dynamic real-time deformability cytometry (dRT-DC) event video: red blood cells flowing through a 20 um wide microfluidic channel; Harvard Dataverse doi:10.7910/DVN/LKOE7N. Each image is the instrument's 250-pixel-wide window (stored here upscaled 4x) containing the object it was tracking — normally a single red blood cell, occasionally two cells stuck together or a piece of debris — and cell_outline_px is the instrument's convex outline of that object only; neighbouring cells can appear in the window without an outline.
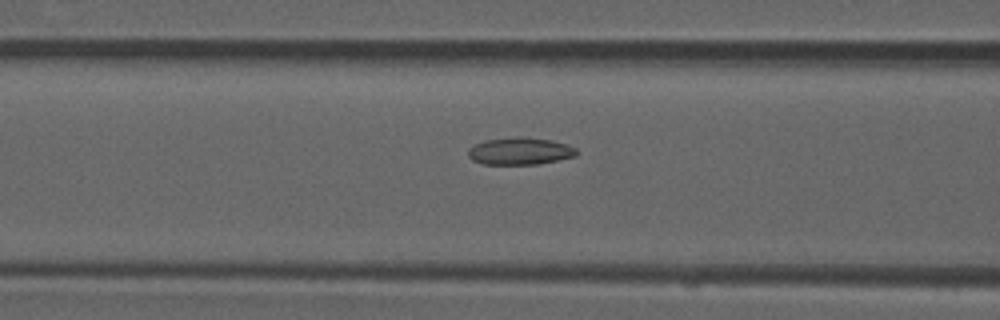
{"species": "common noctule bat (a hibernating species)", "species_latin": "Nyctalus noctula", "temperature_condition": "room temperature", "stored_images_in_passage": 39, "camera_frame_rate_fps": 3000, "um_per_image_px": 0.085, "animal": {"sex": "male", "forearm_length_mm": 52.5}, "frame": {"image": 1, "passage_image": 15, "time_ms": 4.667, "image_size_px": [1000, 320], "cell_outline_px": [[576, 156], [540, 164], [484, 164], [472, 160], [468, 156], [468, 148], [484, 140], [520, 136], [552, 140], [576, 148]], "centroid_in_image_um": [44.18, 12.84], "position_along_channel_um": 122.4, "area_um2": 17.17}}
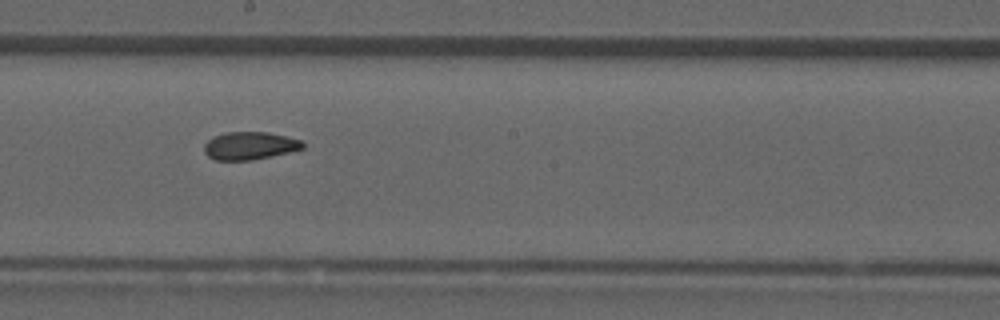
{"frame": {"image": 2, "passage_image": 23, "time_ms": 7.333, "image_size_px": [1000, 320], "cell_outline_px": [[304, 148], [288, 152], [252, 160], [216, 160], [208, 156], [204, 152], [204, 144], [208, 140], [224, 132], [268, 132], [300, 140], [304, 144]], "centroid_in_image_um": [21.2, 12.39], "position_along_channel_um": 227.0, "area_um2": 15.78}}
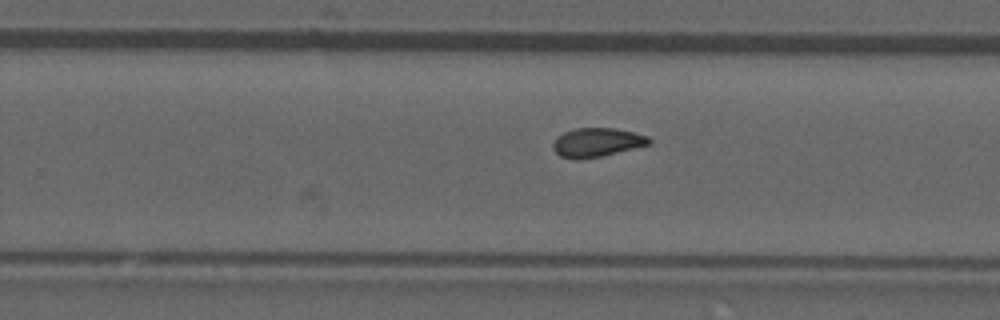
{"frame": {"image": 3, "passage_image": 27, "time_ms": 8.667, "image_size_px": [1000, 320], "cell_outline_px": [[652, 144], [600, 156], [580, 160], [572, 160], [560, 156], [552, 148], [552, 144], [556, 136], [572, 128], [616, 128], [648, 136], [652, 140]], "centroid_in_image_um": [50.7, 12.1], "position_along_channel_um": 279.1, "area_um2": 16.42}, "authors_computed_cell_mechanics": {"area_um2": 16.5308, "velocity_mm_per_s": 3.9332, "shape_relaxation_time_tau1_ms": null, "shape_relaxation_time_tau2_ms": 3.6813, "deformation_change_tau1": null, "deformation_change_tau2": 0.0948}}